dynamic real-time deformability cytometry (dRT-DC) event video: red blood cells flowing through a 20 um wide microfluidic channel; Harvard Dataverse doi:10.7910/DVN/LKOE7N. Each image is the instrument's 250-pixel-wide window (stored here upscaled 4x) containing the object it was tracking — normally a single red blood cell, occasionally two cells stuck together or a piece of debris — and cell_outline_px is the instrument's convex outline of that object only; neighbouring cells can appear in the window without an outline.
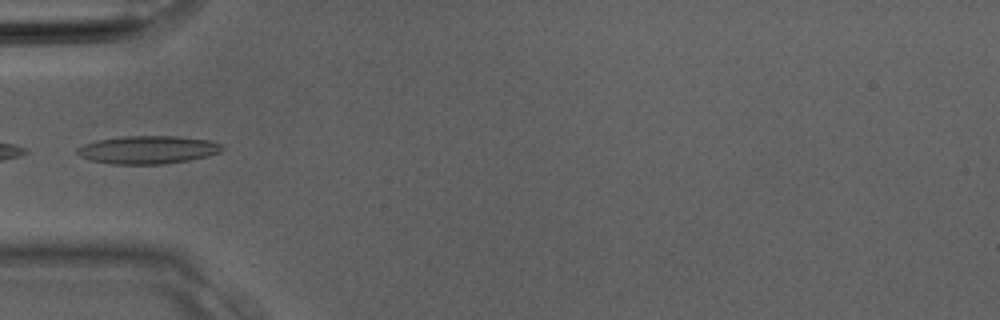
{"species": "Egyptian fruit bat (a non-hibernating species)", "species_latin": "Rousettus aegyptiacus", "temperature_condition": "room temperature", "stored_images_in_passage": 3, "camera_frame_rate_fps": 3000, "um_per_image_px": 0.085, "animal": {"sex": "male"}, "frame": {"image": 1, "passage_image": 3, "time_ms": 0.667, "image_size_px": [1000, 320], "cell_outline_px": [[224, 148], [220, 152], [208, 156], [188, 160], [164, 164], [112, 164], [92, 160], [80, 156], [76, 152], [76, 148], [84, 144], [96, 140], [120, 136], [176, 136], [208, 140], [220, 144]], "centroid_in_image_um": [12.55, 12.72], "position_along_channel_um": 72.5, "area_um2": 23.64}}